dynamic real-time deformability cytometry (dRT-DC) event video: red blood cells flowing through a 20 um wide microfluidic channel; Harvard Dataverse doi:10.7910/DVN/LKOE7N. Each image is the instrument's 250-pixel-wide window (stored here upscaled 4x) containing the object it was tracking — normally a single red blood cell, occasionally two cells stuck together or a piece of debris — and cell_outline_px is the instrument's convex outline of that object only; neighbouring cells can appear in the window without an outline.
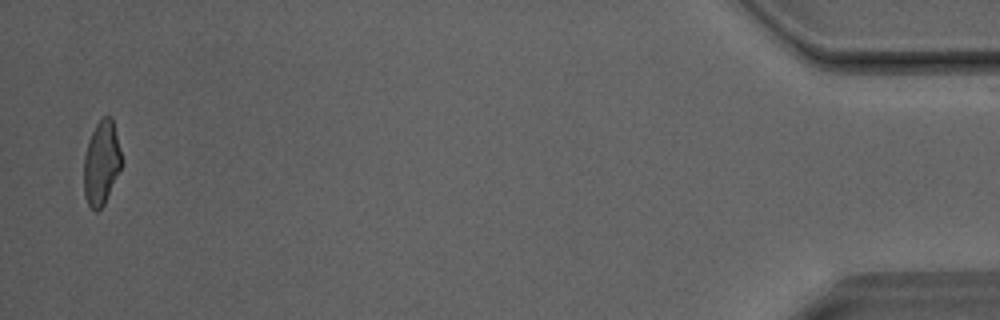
{"species": "Egyptian fruit bat (a non-hibernating species)", "species_latin": "Rousettus aegyptiacus", "temperature_condition": "room temperature", "stored_images_in_passage": 43, "camera_frame_rate_fps": 3000, "um_per_image_px": 0.085, "animal": {"sex": "male"}, "frame": {"image": 1, "passage_image": 43, "time_ms": 14.0, "image_size_px": [1000, 320], "cell_outline_px": [[124, 164], [104, 204], [96, 212], [88, 204], [84, 196], [84, 156], [88, 140], [96, 124], [104, 116], [108, 116], [112, 120], [124, 160]], "centroid_in_image_um": [8.64, 13.87], "position_along_channel_um": 426.6, "area_um2": 18.67}}